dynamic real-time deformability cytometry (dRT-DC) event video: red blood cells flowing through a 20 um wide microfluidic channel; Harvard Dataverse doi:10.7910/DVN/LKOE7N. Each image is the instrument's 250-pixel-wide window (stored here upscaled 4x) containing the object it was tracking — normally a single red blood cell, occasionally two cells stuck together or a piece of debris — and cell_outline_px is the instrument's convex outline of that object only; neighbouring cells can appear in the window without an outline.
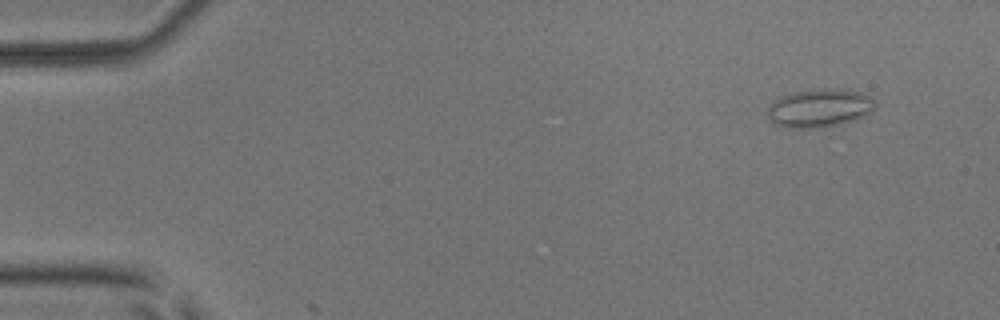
{"species": "common noctule bat (a hibernating species)", "species_latin": "Nyctalus noctula", "temperature_condition": "room temperature", "stored_images_in_passage": 6, "camera_frame_rate_fps": 3000, "um_per_image_px": 0.085, "animal": {"sex": "male", "body_mass_g": 17.9, "forearm_length_mm": 54.2}, "frame": {"image": 1, "passage_image": 5, "time_ms": 1.333, "image_size_px": [1000, 320], "cell_outline_px": [[876, 104], [872, 112], [864, 116], [840, 124], [816, 128], [788, 128], [772, 124], [768, 120], [768, 108], [780, 96], [792, 92], [820, 88], [836, 88], [860, 92], [872, 96]], "centroid_in_image_um": [69.66, 9.18], "position_along_channel_um": 15.3, "area_um2": 24.33}}